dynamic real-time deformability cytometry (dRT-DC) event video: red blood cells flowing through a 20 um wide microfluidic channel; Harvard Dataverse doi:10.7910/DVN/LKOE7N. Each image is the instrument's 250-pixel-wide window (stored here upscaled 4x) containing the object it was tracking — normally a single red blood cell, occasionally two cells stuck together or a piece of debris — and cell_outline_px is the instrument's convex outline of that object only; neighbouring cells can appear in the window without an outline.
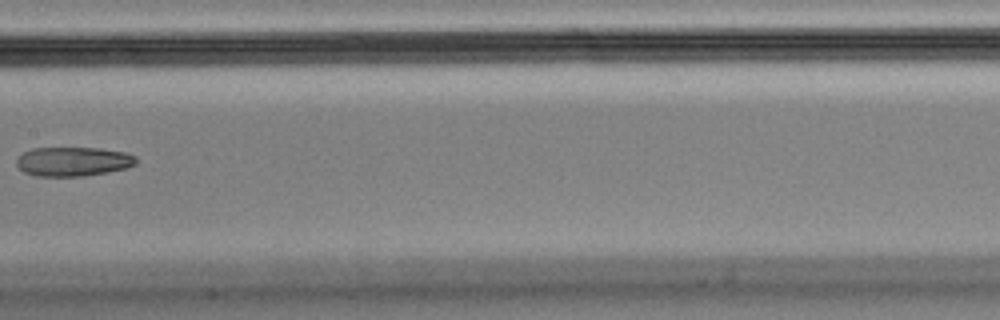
{"species": "Egyptian fruit bat (a non-hibernating species)", "species_latin": "Rousettus aegyptiacus", "temperature_condition": "cold", "stored_images_in_passage": 13, "camera_frame_rate_fps": 3000, "um_per_image_px": 0.085, "animal": {"sex": "male"}, "frame": {"image": 1, "passage_image": 6, "time_ms": 1.667, "image_size_px": [1000, 320], "cell_outline_px": [[136, 164], [128, 168], [84, 176], [36, 176], [24, 172], [16, 164], [16, 160], [24, 152], [32, 148], [100, 148], [124, 152], [136, 156]], "centroid_in_image_um": [6.23, 13.73], "position_along_channel_um": 201.2, "area_um2": 20.35}}